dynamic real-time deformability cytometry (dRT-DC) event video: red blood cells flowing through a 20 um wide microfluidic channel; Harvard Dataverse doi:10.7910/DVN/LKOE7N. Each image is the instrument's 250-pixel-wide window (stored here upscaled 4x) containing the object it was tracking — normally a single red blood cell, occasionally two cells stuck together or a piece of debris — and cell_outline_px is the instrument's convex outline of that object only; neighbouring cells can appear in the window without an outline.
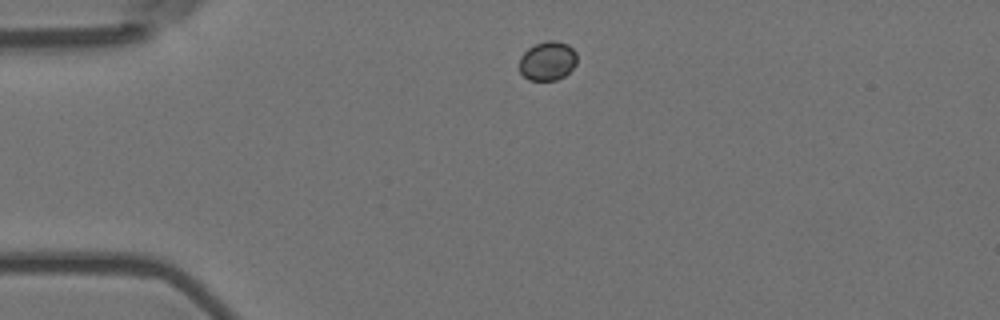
{"species": "Egyptian fruit bat (a non-hibernating species)", "species_latin": "Rousettus aegyptiacus", "temperature_condition": "room temperature", "stored_images_in_passage": 2, "camera_frame_rate_fps": 3000, "um_per_image_px": 0.085, "animal": {"sex": "female"}, "frame": {"image": 1, "passage_image": 1, "time_ms": 0.0, "image_size_px": [1000, 320], "cell_outline_px": [[576, 64], [564, 76], [556, 80], [528, 80], [520, 72], [520, 56], [528, 48], [536, 44], [548, 40], [556, 40], [568, 44], [576, 52]], "centroid_in_image_um": [46.54, 5.17], "position_along_channel_um": 38.5, "area_um2": 13.12}}